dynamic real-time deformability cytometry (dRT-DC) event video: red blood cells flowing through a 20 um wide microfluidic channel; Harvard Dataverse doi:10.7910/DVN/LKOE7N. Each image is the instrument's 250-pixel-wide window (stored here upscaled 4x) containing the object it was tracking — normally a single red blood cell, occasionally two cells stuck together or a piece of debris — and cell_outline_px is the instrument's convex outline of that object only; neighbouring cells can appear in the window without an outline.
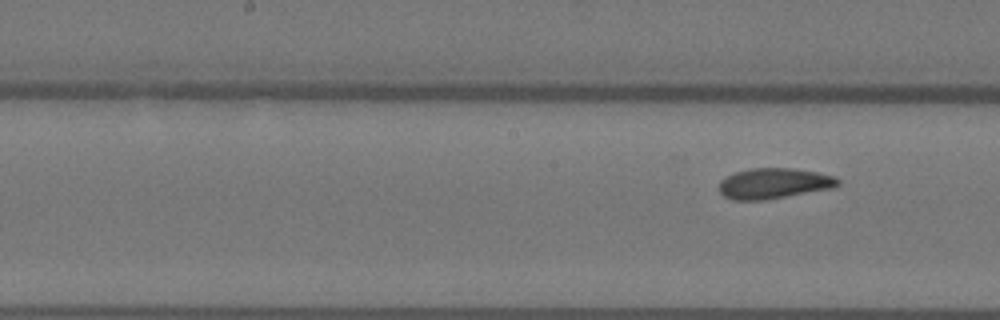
{"species": "Egyptian fruit bat (a non-hibernating species)", "species_latin": "Rousettus aegyptiacus", "temperature_condition": "warm", "stored_images_in_passage": 9, "segment_of_instrument_passage": [2, 2], "camera_frame_rate_fps": 3000, "um_per_image_px": 0.085, "animal": {"sex": "female"}, "frame": {"image": 1, "passage_image": 9, "time_ms": 2.667, "image_size_px": [1000, 320], "cell_outline_px": [[840, 184], [832, 188], [764, 200], [732, 200], [724, 196], [720, 192], [720, 180], [736, 172], [748, 168], [792, 168], [816, 172], [836, 176], [840, 180]], "centroid_in_image_um": [65.79, 15.58], "position_along_channel_um": 182.4, "area_um2": 21.1}}